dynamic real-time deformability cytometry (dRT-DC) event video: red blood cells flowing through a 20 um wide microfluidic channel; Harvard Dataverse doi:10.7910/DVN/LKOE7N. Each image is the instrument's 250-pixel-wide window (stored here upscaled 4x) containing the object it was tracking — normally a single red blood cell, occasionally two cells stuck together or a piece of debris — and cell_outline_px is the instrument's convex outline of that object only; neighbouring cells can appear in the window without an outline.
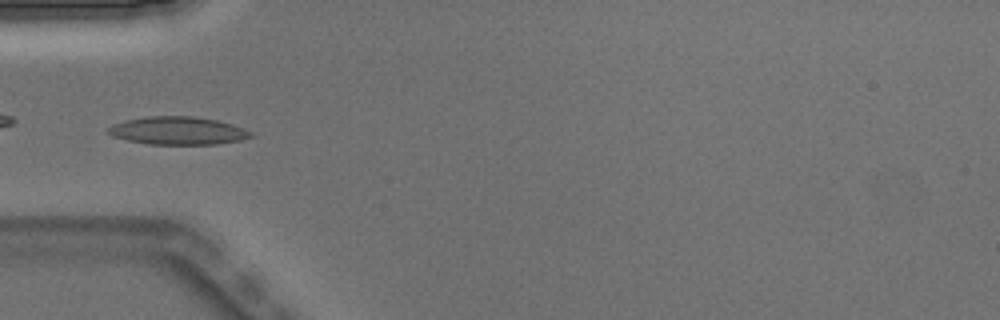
{"species": "Egyptian fruit bat (a non-hibernating species)", "species_latin": "Rousettus aegyptiacus", "temperature_condition": "warm", "stored_images_in_passage": 5, "camera_frame_rate_fps": 3000, "um_per_image_px": 0.085, "animal": {"sex": "male"}, "frame": {"image": 1, "passage_image": 4, "time_ms": 1.0, "image_size_px": [1000, 320], "cell_outline_px": [[252, 136], [240, 140], [216, 144], [148, 144], [128, 140], [112, 136], [108, 132], [108, 128], [112, 124], [124, 120], [144, 116], [192, 116], [216, 120], [232, 124], [252, 132]], "centroid_in_image_um": [15.08, 11.1], "position_along_channel_um": 69.9, "area_um2": 23.12}}